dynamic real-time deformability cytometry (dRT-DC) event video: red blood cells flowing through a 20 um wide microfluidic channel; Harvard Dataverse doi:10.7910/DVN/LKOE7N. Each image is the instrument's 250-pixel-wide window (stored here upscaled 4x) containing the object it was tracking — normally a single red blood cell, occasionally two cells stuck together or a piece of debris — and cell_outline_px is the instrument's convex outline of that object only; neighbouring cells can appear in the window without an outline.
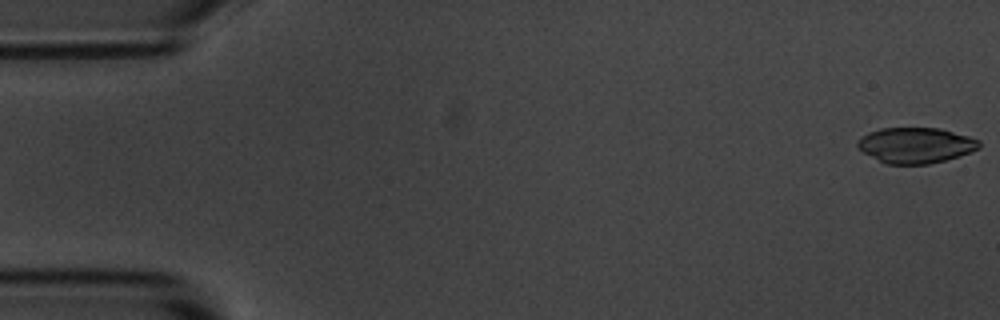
{"species": "common noctule bat (a hibernating species)", "species_latin": "Nyctalus noctula", "temperature_condition": "room temperature", "stored_images_in_passage": 54, "camera_frame_rate_fps": 3000, "um_per_image_px": 0.085, "animal": {"sex": "male", "body_mass_g": 20.1, "forearm_length_mm": 53.5}, "frame": {"image": 1, "passage_image": 1, "time_ms": 0.0, "image_size_px": [1000, 320], "cell_outline_px": [[980, 148], [972, 152], [944, 160], [928, 164], [888, 164], [864, 152], [856, 144], [860, 136], [868, 132], [880, 128], [940, 128], [968, 136], [980, 140]], "centroid_in_image_um": [77.85, 12.33], "position_along_channel_um": 7.1, "area_um2": 25.09}}
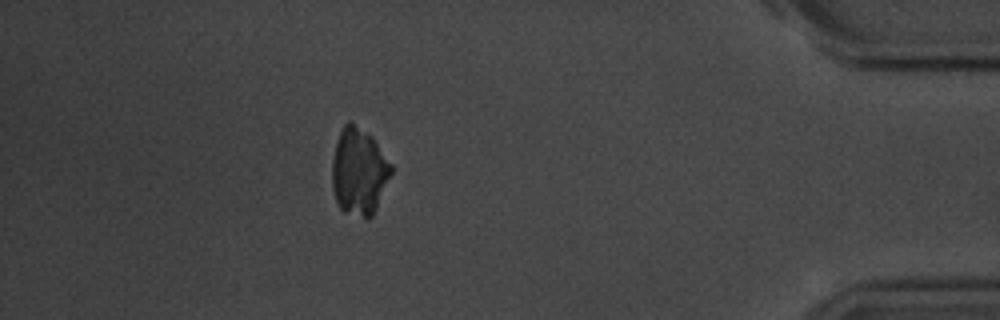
{"frame": {"image": 2, "passage_image": 48, "time_ms": 15.667, "image_size_px": [1000, 320], "cell_outline_px": [[392, 172], [376, 208], [372, 216], [368, 220], [344, 212], [340, 208], [336, 200], [332, 188], [332, 160], [336, 144], [340, 132], [344, 124], [348, 120], [372, 136], [392, 164]], "centroid_in_image_um": [30.51, 14.6], "position_along_channel_um": 404.7, "area_um2": 29.94}}